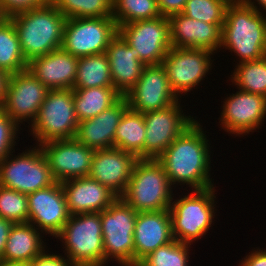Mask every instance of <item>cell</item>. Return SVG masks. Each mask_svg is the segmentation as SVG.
<instances>
[{
	"mask_svg": "<svg viewBox=\"0 0 266 266\" xmlns=\"http://www.w3.org/2000/svg\"><path fill=\"white\" fill-rule=\"evenodd\" d=\"M190 244L177 240L158 247L137 266H188Z\"/></svg>",
	"mask_w": 266,
	"mask_h": 266,
	"instance_id": "cell-34",
	"label": "cell"
},
{
	"mask_svg": "<svg viewBox=\"0 0 266 266\" xmlns=\"http://www.w3.org/2000/svg\"><path fill=\"white\" fill-rule=\"evenodd\" d=\"M256 2H258L257 4H259L261 6V8H263L264 10H266V0H257Z\"/></svg>",
	"mask_w": 266,
	"mask_h": 266,
	"instance_id": "cell-46",
	"label": "cell"
},
{
	"mask_svg": "<svg viewBox=\"0 0 266 266\" xmlns=\"http://www.w3.org/2000/svg\"><path fill=\"white\" fill-rule=\"evenodd\" d=\"M118 33L130 47L139 52V60L145 65L162 64L167 52L172 48L167 17L159 16L119 25Z\"/></svg>",
	"mask_w": 266,
	"mask_h": 266,
	"instance_id": "cell-11",
	"label": "cell"
},
{
	"mask_svg": "<svg viewBox=\"0 0 266 266\" xmlns=\"http://www.w3.org/2000/svg\"><path fill=\"white\" fill-rule=\"evenodd\" d=\"M179 101L144 114L146 136L144 159H157L196 119L184 116Z\"/></svg>",
	"mask_w": 266,
	"mask_h": 266,
	"instance_id": "cell-12",
	"label": "cell"
},
{
	"mask_svg": "<svg viewBox=\"0 0 266 266\" xmlns=\"http://www.w3.org/2000/svg\"><path fill=\"white\" fill-rule=\"evenodd\" d=\"M78 58L62 48L32 59L27 69L48 90L73 89Z\"/></svg>",
	"mask_w": 266,
	"mask_h": 266,
	"instance_id": "cell-23",
	"label": "cell"
},
{
	"mask_svg": "<svg viewBox=\"0 0 266 266\" xmlns=\"http://www.w3.org/2000/svg\"><path fill=\"white\" fill-rule=\"evenodd\" d=\"M201 128L195 121L157 158L171 185L186 184L193 191L213 187L209 140Z\"/></svg>",
	"mask_w": 266,
	"mask_h": 266,
	"instance_id": "cell-1",
	"label": "cell"
},
{
	"mask_svg": "<svg viewBox=\"0 0 266 266\" xmlns=\"http://www.w3.org/2000/svg\"><path fill=\"white\" fill-rule=\"evenodd\" d=\"M19 126L10 118V116L0 108V162L15 151L13 147L17 139ZM13 150V151H12Z\"/></svg>",
	"mask_w": 266,
	"mask_h": 266,
	"instance_id": "cell-37",
	"label": "cell"
},
{
	"mask_svg": "<svg viewBox=\"0 0 266 266\" xmlns=\"http://www.w3.org/2000/svg\"><path fill=\"white\" fill-rule=\"evenodd\" d=\"M121 97L122 95L114 87L73 89L75 115L78 122L99 115Z\"/></svg>",
	"mask_w": 266,
	"mask_h": 266,
	"instance_id": "cell-27",
	"label": "cell"
},
{
	"mask_svg": "<svg viewBox=\"0 0 266 266\" xmlns=\"http://www.w3.org/2000/svg\"><path fill=\"white\" fill-rule=\"evenodd\" d=\"M28 223L55 237L71 216L61 183L27 194Z\"/></svg>",
	"mask_w": 266,
	"mask_h": 266,
	"instance_id": "cell-17",
	"label": "cell"
},
{
	"mask_svg": "<svg viewBox=\"0 0 266 266\" xmlns=\"http://www.w3.org/2000/svg\"><path fill=\"white\" fill-rule=\"evenodd\" d=\"M53 5L66 19L112 17V0H55Z\"/></svg>",
	"mask_w": 266,
	"mask_h": 266,
	"instance_id": "cell-33",
	"label": "cell"
},
{
	"mask_svg": "<svg viewBox=\"0 0 266 266\" xmlns=\"http://www.w3.org/2000/svg\"><path fill=\"white\" fill-rule=\"evenodd\" d=\"M38 146L57 182L88 177L94 149L80 144L75 138L48 141Z\"/></svg>",
	"mask_w": 266,
	"mask_h": 266,
	"instance_id": "cell-15",
	"label": "cell"
},
{
	"mask_svg": "<svg viewBox=\"0 0 266 266\" xmlns=\"http://www.w3.org/2000/svg\"><path fill=\"white\" fill-rule=\"evenodd\" d=\"M70 215L101 212L118 197L106 186L90 177L61 182Z\"/></svg>",
	"mask_w": 266,
	"mask_h": 266,
	"instance_id": "cell-24",
	"label": "cell"
},
{
	"mask_svg": "<svg viewBox=\"0 0 266 266\" xmlns=\"http://www.w3.org/2000/svg\"><path fill=\"white\" fill-rule=\"evenodd\" d=\"M145 132L144 114L128 108L116 128L114 148L144 159Z\"/></svg>",
	"mask_w": 266,
	"mask_h": 266,
	"instance_id": "cell-28",
	"label": "cell"
},
{
	"mask_svg": "<svg viewBox=\"0 0 266 266\" xmlns=\"http://www.w3.org/2000/svg\"><path fill=\"white\" fill-rule=\"evenodd\" d=\"M118 34L113 17L68 18L64 26L62 49L80 58L106 52Z\"/></svg>",
	"mask_w": 266,
	"mask_h": 266,
	"instance_id": "cell-10",
	"label": "cell"
},
{
	"mask_svg": "<svg viewBox=\"0 0 266 266\" xmlns=\"http://www.w3.org/2000/svg\"><path fill=\"white\" fill-rule=\"evenodd\" d=\"M32 266H75L72 261L55 254L45 253V250L33 259Z\"/></svg>",
	"mask_w": 266,
	"mask_h": 266,
	"instance_id": "cell-39",
	"label": "cell"
},
{
	"mask_svg": "<svg viewBox=\"0 0 266 266\" xmlns=\"http://www.w3.org/2000/svg\"><path fill=\"white\" fill-rule=\"evenodd\" d=\"M252 0L228 5L222 27L221 48L233 51L242 62L266 56V17Z\"/></svg>",
	"mask_w": 266,
	"mask_h": 266,
	"instance_id": "cell-2",
	"label": "cell"
},
{
	"mask_svg": "<svg viewBox=\"0 0 266 266\" xmlns=\"http://www.w3.org/2000/svg\"><path fill=\"white\" fill-rule=\"evenodd\" d=\"M128 108L127 101L122 96L99 115L79 122L74 138L94 150L114 148L116 128Z\"/></svg>",
	"mask_w": 266,
	"mask_h": 266,
	"instance_id": "cell-22",
	"label": "cell"
},
{
	"mask_svg": "<svg viewBox=\"0 0 266 266\" xmlns=\"http://www.w3.org/2000/svg\"><path fill=\"white\" fill-rule=\"evenodd\" d=\"M212 51L196 48L172 47L163 59L169 84L179 98L196 87L211 69Z\"/></svg>",
	"mask_w": 266,
	"mask_h": 266,
	"instance_id": "cell-13",
	"label": "cell"
},
{
	"mask_svg": "<svg viewBox=\"0 0 266 266\" xmlns=\"http://www.w3.org/2000/svg\"><path fill=\"white\" fill-rule=\"evenodd\" d=\"M41 5L38 0H0V17L9 18Z\"/></svg>",
	"mask_w": 266,
	"mask_h": 266,
	"instance_id": "cell-38",
	"label": "cell"
},
{
	"mask_svg": "<svg viewBox=\"0 0 266 266\" xmlns=\"http://www.w3.org/2000/svg\"><path fill=\"white\" fill-rule=\"evenodd\" d=\"M137 160L134 154L117 148L95 150L88 177L121 197L127 189Z\"/></svg>",
	"mask_w": 266,
	"mask_h": 266,
	"instance_id": "cell-19",
	"label": "cell"
},
{
	"mask_svg": "<svg viewBox=\"0 0 266 266\" xmlns=\"http://www.w3.org/2000/svg\"><path fill=\"white\" fill-rule=\"evenodd\" d=\"M78 123L73 89H55L48 91L30 130L40 145L53 140L73 139Z\"/></svg>",
	"mask_w": 266,
	"mask_h": 266,
	"instance_id": "cell-8",
	"label": "cell"
},
{
	"mask_svg": "<svg viewBox=\"0 0 266 266\" xmlns=\"http://www.w3.org/2000/svg\"><path fill=\"white\" fill-rule=\"evenodd\" d=\"M41 4H54L55 0H38Z\"/></svg>",
	"mask_w": 266,
	"mask_h": 266,
	"instance_id": "cell-47",
	"label": "cell"
},
{
	"mask_svg": "<svg viewBox=\"0 0 266 266\" xmlns=\"http://www.w3.org/2000/svg\"><path fill=\"white\" fill-rule=\"evenodd\" d=\"M226 3L230 4H240V3H244L245 0H223Z\"/></svg>",
	"mask_w": 266,
	"mask_h": 266,
	"instance_id": "cell-45",
	"label": "cell"
},
{
	"mask_svg": "<svg viewBox=\"0 0 266 266\" xmlns=\"http://www.w3.org/2000/svg\"><path fill=\"white\" fill-rule=\"evenodd\" d=\"M27 194L0 185V217L16 223H28Z\"/></svg>",
	"mask_w": 266,
	"mask_h": 266,
	"instance_id": "cell-35",
	"label": "cell"
},
{
	"mask_svg": "<svg viewBox=\"0 0 266 266\" xmlns=\"http://www.w3.org/2000/svg\"><path fill=\"white\" fill-rule=\"evenodd\" d=\"M232 75L231 82L240 90L266 97V56L237 64Z\"/></svg>",
	"mask_w": 266,
	"mask_h": 266,
	"instance_id": "cell-31",
	"label": "cell"
},
{
	"mask_svg": "<svg viewBox=\"0 0 266 266\" xmlns=\"http://www.w3.org/2000/svg\"><path fill=\"white\" fill-rule=\"evenodd\" d=\"M228 5L223 0H187L182 13L209 24H223Z\"/></svg>",
	"mask_w": 266,
	"mask_h": 266,
	"instance_id": "cell-36",
	"label": "cell"
},
{
	"mask_svg": "<svg viewBox=\"0 0 266 266\" xmlns=\"http://www.w3.org/2000/svg\"><path fill=\"white\" fill-rule=\"evenodd\" d=\"M48 89L28 69L11 74L2 109L19 126L36 119Z\"/></svg>",
	"mask_w": 266,
	"mask_h": 266,
	"instance_id": "cell-14",
	"label": "cell"
},
{
	"mask_svg": "<svg viewBox=\"0 0 266 266\" xmlns=\"http://www.w3.org/2000/svg\"><path fill=\"white\" fill-rule=\"evenodd\" d=\"M171 186L157 159H138L121 198L137 212L167 210L174 196Z\"/></svg>",
	"mask_w": 266,
	"mask_h": 266,
	"instance_id": "cell-4",
	"label": "cell"
},
{
	"mask_svg": "<svg viewBox=\"0 0 266 266\" xmlns=\"http://www.w3.org/2000/svg\"><path fill=\"white\" fill-rule=\"evenodd\" d=\"M159 16L157 0H112V17L117 26Z\"/></svg>",
	"mask_w": 266,
	"mask_h": 266,
	"instance_id": "cell-32",
	"label": "cell"
},
{
	"mask_svg": "<svg viewBox=\"0 0 266 266\" xmlns=\"http://www.w3.org/2000/svg\"><path fill=\"white\" fill-rule=\"evenodd\" d=\"M0 266H32L31 262H5L0 261Z\"/></svg>",
	"mask_w": 266,
	"mask_h": 266,
	"instance_id": "cell-44",
	"label": "cell"
},
{
	"mask_svg": "<svg viewBox=\"0 0 266 266\" xmlns=\"http://www.w3.org/2000/svg\"><path fill=\"white\" fill-rule=\"evenodd\" d=\"M214 186L171 202L169 214L175 240L191 244L210 229L215 216Z\"/></svg>",
	"mask_w": 266,
	"mask_h": 266,
	"instance_id": "cell-6",
	"label": "cell"
},
{
	"mask_svg": "<svg viewBox=\"0 0 266 266\" xmlns=\"http://www.w3.org/2000/svg\"><path fill=\"white\" fill-rule=\"evenodd\" d=\"M168 19L172 47L206 49L213 53L221 47L223 24H209L183 13Z\"/></svg>",
	"mask_w": 266,
	"mask_h": 266,
	"instance_id": "cell-20",
	"label": "cell"
},
{
	"mask_svg": "<svg viewBox=\"0 0 266 266\" xmlns=\"http://www.w3.org/2000/svg\"><path fill=\"white\" fill-rule=\"evenodd\" d=\"M265 117L266 97L239 89L224 101L219 120L222 129L237 136L254 132Z\"/></svg>",
	"mask_w": 266,
	"mask_h": 266,
	"instance_id": "cell-18",
	"label": "cell"
},
{
	"mask_svg": "<svg viewBox=\"0 0 266 266\" xmlns=\"http://www.w3.org/2000/svg\"><path fill=\"white\" fill-rule=\"evenodd\" d=\"M26 61L17 31L9 18L0 17V69L10 75L26 70Z\"/></svg>",
	"mask_w": 266,
	"mask_h": 266,
	"instance_id": "cell-30",
	"label": "cell"
},
{
	"mask_svg": "<svg viewBox=\"0 0 266 266\" xmlns=\"http://www.w3.org/2000/svg\"><path fill=\"white\" fill-rule=\"evenodd\" d=\"M106 54L112 85L124 96L135 86L146 65L139 60V52L130 47L119 33L109 43Z\"/></svg>",
	"mask_w": 266,
	"mask_h": 266,
	"instance_id": "cell-25",
	"label": "cell"
},
{
	"mask_svg": "<svg viewBox=\"0 0 266 266\" xmlns=\"http://www.w3.org/2000/svg\"><path fill=\"white\" fill-rule=\"evenodd\" d=\"M11 155L0 162L1 186L29 194L57 182L40 147L12 156L14 159Z\"/></svg>",
	"mask_w": 266,
	"mask_h": 266,
	"instance_id": "cell-9",
	"label": "cell"
},
{
	"mask_svg": "<svg viewBox=\"0 0 266 266\" xmlns=\"http://www.w3.org/2000/svg\"><path fill=\"white\" fill-rule=\"evenodd\" d=\"M13 225L12 221L0 217V261H3L6 242Z\"/></svg>",
	"mask_w": 266,
	"mask_h": 266,
	"instance_id": "cell-42",
	"label": "cell"
},
{
	"mask_svg": "<svg viewBox=\"0 0 266 266\" xmlns=\"http://www.w3.org/2000/svg\"><path fill=\"white\" fill-rule=\"evenodd\" d=\"M9 77L10 74L7 71L0 69V108L6 98Z\"/></svg>",
	"mask_w": 266,
	"mask_h": 266,
	"instance_id": "cell-43",
	"label": "cell"
},
{
	"mask_svg": "<svg viewBox=\"0 0 266 266\" xmlns=\"http://www.w3.org/2000/svg\"><path fill=\"white\" fill-rule=\"evenodd\" d=\"M39 230L31 223H16L12 226L6 242L3 261L32 262L45 250Z\"/></svg>",
	"mask_w": 266,
	"mask_h": 266,
	"instance_id": "cell-26",
	"label": "cell"
},
{
	"mask_svg": "<svg viewBox=\"0 0 266 266\" xmlns=\"http://www.w3.org/2000/svg\"><path fill=\"white\" fill-rule=\"evenodd\" d=\"M9 19L17 31L22 53L28 63L62 47L67 19L53 4H42Z\"/></svg>",
	"mask_w": 266,
	"mask_h": 266,
	"instance_id": "cell-3",
	"label": "cell"
},
{
	"mask_svg": "<svg viewBox=\"0 0 266 266\" xmlns=\"http://www.w3.org/2000/svg\"><path fill=\"white\" fill-rule=\"evenodd\" d=\"M55 238L75 266L105 265L100 212L71 215Z\"/></svg>",
	"mask_w": 266,
	"mask_h": 266,
	"instance_id": "cell-5",
	"label": "cell"
},
{
	"mask_svg": "<svg viewBox=\"0 0 266 266\" xmlns=\"http://www.w3.org/2000/svg\"><path fill=\"white\" fill-rule=\"evenodd\" d=\"M93 87H113L106 52L78 58L73 89Z\"/></svg>",
	"mask_w": 266,
	"mask_h": 266,
	"instance_id": "cell-29",
	"label": "cell"
},
{
	"mask_svg": "<svg viewBox=\"0 0 266 266\" xmlns=\"http://www.w3.org/2000/svg\"><path fill=\"white\" fill-rule=\"evenodd\" d=\"M134 266L158 247L174 240L169 209L138 212L134 228Z\"/></svg>",
	"mask_w": 266,
	"mask_h": 266,
	"instance_id": "cell-21",
	"label": "cell"
},
{
	"mask_svg": "<svg viewBox=\"0 0 266 266\" xmlns=\"http://www.w3.org/2000/svg\"><path fill=\"white\" fill-rule=\"evenodd\" d=\"M137 211L118 197L100 212L105 264L115 258L121 266H134V228Z\"/></svg>",
	"mask_w": 266,
	"mask_h": 266,
	"instance_id": "cell-7",
	"label": "cell"
},
{
	"mask_svg": "<svg viewBox=\"0 0 266 266\" xmlns=\"http://www.w3.org/2000/svg\"><path fill=\"white\" fill-rule=\"evenodd\" d=\"M239 266H266V250L258 249L248 254Z\"/></svg>",
	"mask_w": 266,
	"mask_h": 266,
	"instance_id": "cell-41",
	"label": "cell"
},
{
	"mask_svg": "<svg viewBox=\"0 0 266 266\" xmlns=\"http://www.w3.org/2000/svg\"><path fill=\"white\" fill-rule=\"evenodd\" d=\"M124 97L128 107L139 113L163 109L179 100L162 64L146 65L135 86Z\"/></svg>",
	"mask_w": 266,
	"mask_h": 266,
	"instance_id": "cell-16",
	"label": "cell"
},
{
	"mask_svg": "<svg viewBox=\"0 0 266 266\" xmlns=\"http://www.w3.org/2000/svg\"><path fill=\"white\" fill-rule=\"evenodd\" d=\"M187 0H157L161 16L169 18L172 15L182 13Z\"/></svg>",
	"mask_w": 266,
	"mask_h": 266,
	"instance_id": "cell-40",
	"label": "cell"
}]
</instances>
